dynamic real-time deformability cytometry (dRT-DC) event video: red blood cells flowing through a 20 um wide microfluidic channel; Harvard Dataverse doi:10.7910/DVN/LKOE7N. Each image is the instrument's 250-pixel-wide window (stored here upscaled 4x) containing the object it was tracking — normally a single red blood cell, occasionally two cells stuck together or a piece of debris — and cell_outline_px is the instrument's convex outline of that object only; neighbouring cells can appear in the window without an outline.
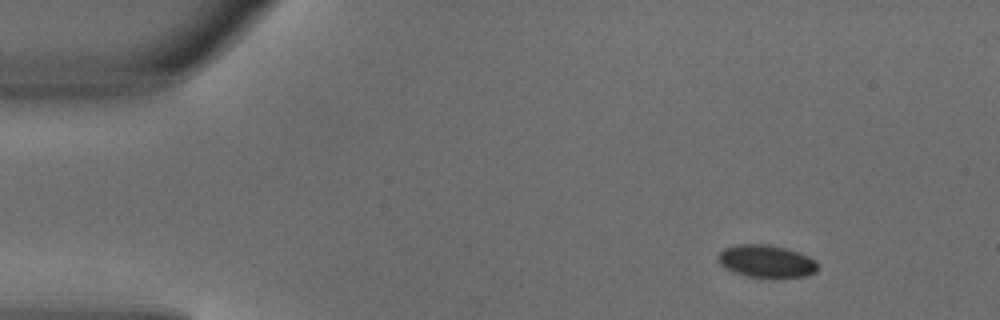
{"species": "common noctule bat (a hibernating species)", "species_latin": "Nyctalus noctula", "temperature_condition": "warm", "stored_images_in_passage": 3, "camera_frame_rate_fps": 3000, "um_per_image_px": 0.085, "animal": {"sex": "male", "body_mass_g": 18.8}, "frame": {"image": 1, "passage_image": 1, "time_ms": 0.0, "image_size_px": [1000, 320], "cell_outline_px": [[816, 272], [808, 276], [748, 276], [732, 272], [724, 268], [720, 264], [716, 256], [724, 248], [736, 244], [768, 244], [800, 252], [816, 260]], "centroid_in_image_um": [65.09, 22.18], "position_along_channel_um": 19.9, "area_um2": 18.73}}